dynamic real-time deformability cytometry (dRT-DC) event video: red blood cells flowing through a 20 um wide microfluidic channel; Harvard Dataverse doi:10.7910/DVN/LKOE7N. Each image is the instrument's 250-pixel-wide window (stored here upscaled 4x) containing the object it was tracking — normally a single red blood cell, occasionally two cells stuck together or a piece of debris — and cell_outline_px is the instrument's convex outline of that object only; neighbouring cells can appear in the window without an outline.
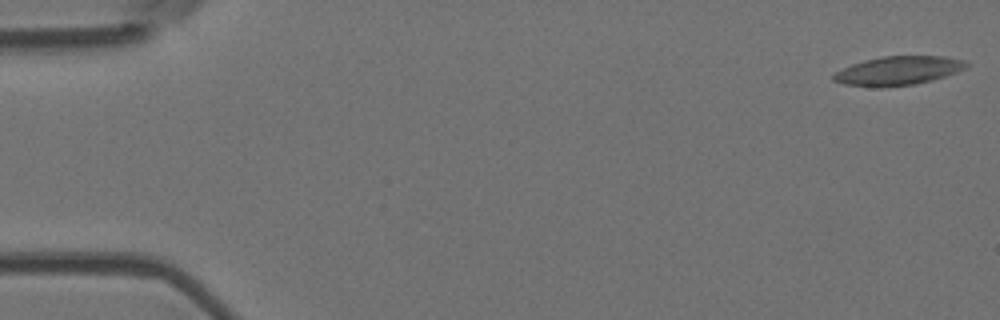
{"species": "Egyptian fruit bat (a non-hibernating species)", "species_latin": "Rousettus aegyptiacus", "temperature_condition": "room temperature", "stored_images_in_passage": 6, "camera_frame_rate_fps": 3000, "um_per_image_px": 0.085, "animal": {"sex": "female"}, "frame": {"image": 1, "passage_image": 1, "time_ms": 0.0, "image_size_px": [1000, 320], "cell_outline_px": [[968, 64], [964, 68], [956, 72], [932, 80], [912, 84], [880, 88], [844, 84], [832, 80], [832, 76], [836, 72], [852, 64], [864, 60], [880, 56], [944, 56], [964, 60]], "centroid_in_image_um": [76.31, 6.01], "position_along_channel_um": 8.7, "area_um2": 22.2}}
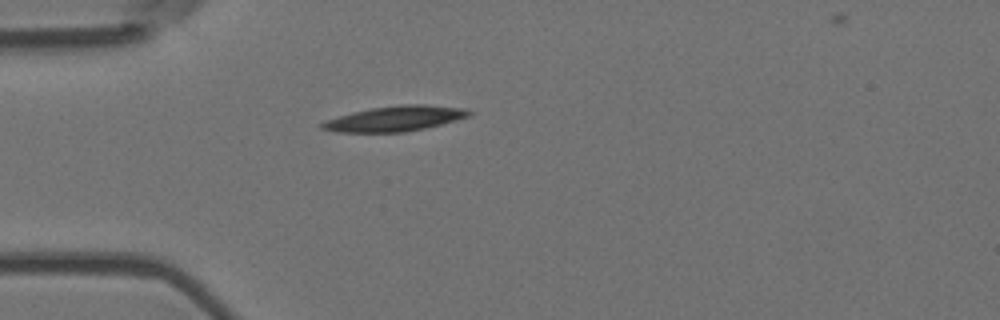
{"frame": {"image": 2, "passage_image": 5, "time_ms": 1.333, "image_size_px": [1000, 320], "cell_outline_px": [[472, 112], [468, 116], [456, 120], [424, 128], [404, 132], [336, 132], [320, 128], [320, 124], [328, 120], [352, 112], [372, 108], [400, 104], [424, 104], [468, 108]], "centroid_in_image_um": [33.61, 10.07], "position_along_channel_um": 51.4, "area_um2": 21.44}}